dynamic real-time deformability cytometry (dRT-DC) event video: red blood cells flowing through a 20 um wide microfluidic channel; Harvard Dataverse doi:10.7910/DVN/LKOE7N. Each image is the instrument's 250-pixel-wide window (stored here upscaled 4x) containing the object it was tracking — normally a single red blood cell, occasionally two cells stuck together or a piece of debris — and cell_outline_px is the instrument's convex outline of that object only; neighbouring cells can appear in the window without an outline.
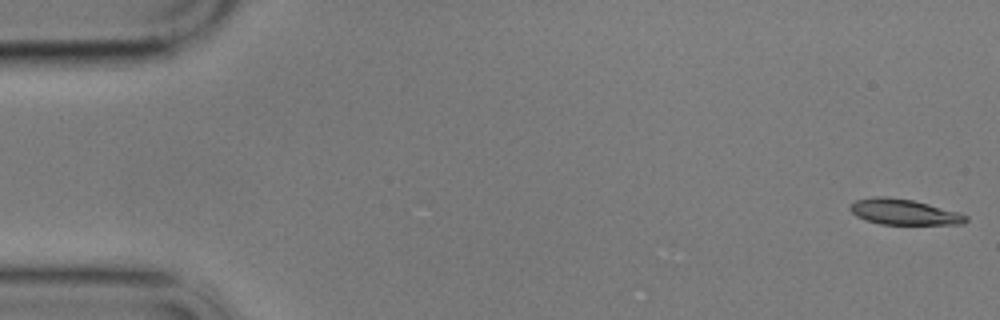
{"species": "common noctule bat (a hibernating species)", "species_latin": "Nyctalus noctula", "temperature_condition": "cold", "stored_images_in_passage": 58, "camera_frame_rate_fps": 3000, "um_per_image_px": 0.085, "animal": {"sex": "male", "body_mass_g": 17.9}, "frame": {"image": 1, "passage_image": 1, "time_ms": 0.0, "image_size_px": [1000, 320], "cell_outline_px": [[968, 220], [964, 224], [880, 224], [864, 220], [856, 216], [848, 208], [848, 204], [856, 200], [876, 196], [888, 196], [912, 200], [928, 204], [956, 212], [968, 216]], "centroid_in_image_um": [76.77, 18.01], "position_along_channel_um": 8.2, "area_um2": 17.28}}
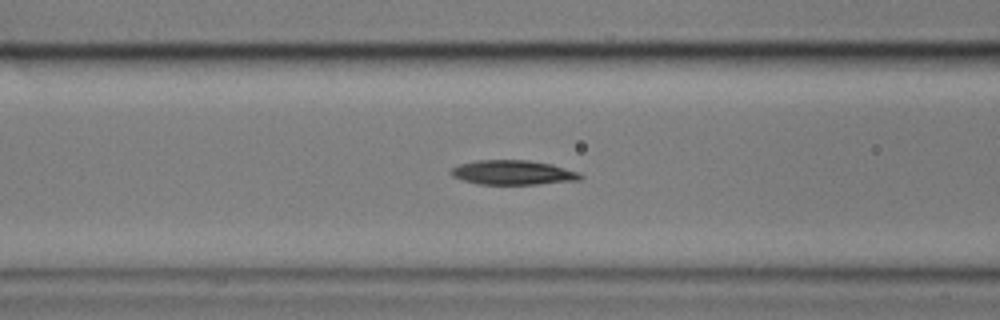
{"frame": {"image": 2, "passage_image": 23, "time_ms": 7.333, "image_size_px": [1000, 320], "cell_outline_px": [[584, 176], [580, 180], [536, 184], [476, 184], [452, 176], [448, 172], [452, 168], [460, 164], [476, 160], [528, 160], [552, 164], [580, 172]], "centroid_in_image_um": [43.61, 14.66], "position_along_channel_um": 123.0, "area_um2": 18.55}}
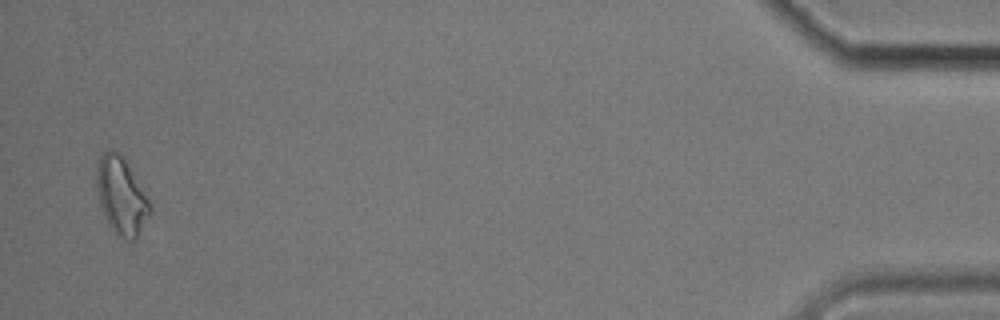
{"frame": {"image": 3, "passage_image": 57, "time_ms": 18.667, "image_size_px": [1000, 320], "cell_outline_px": [[152, 212], [136, 236], [132, 240], [128, 240], [116, 236], [108, 224], [104, 216], [100, 204], [96, 184], [96, 172], [100, 156], [104, 152], [120, 152], [148, 196], [152, 204]], "centroid_in_image_um": [10.33, 16.68], "position_along_channel_um": 424.9, "area_um2": 23.93}, "authors_computed_cell_mechanics": {"area_um2": 18.5827, "velocity_mm_per_s": 3.3968, "shape_relaxation_time_tau1_ms": 4.1526, "shape_relaxation_time_tau2_ms": null, "deformation_change_tau1": 0.1075, "deformation_change_tau2": null}}